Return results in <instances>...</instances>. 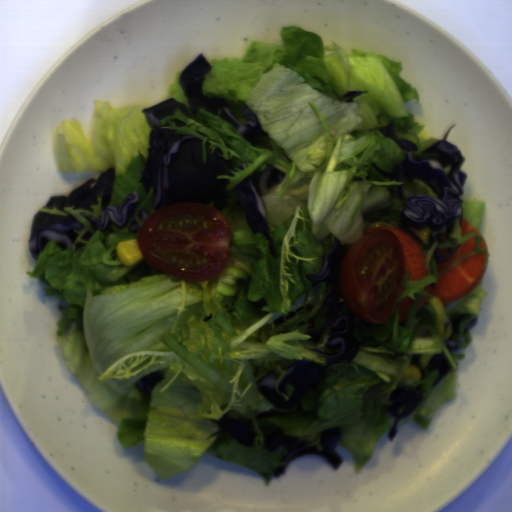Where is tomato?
<instances>
[{"label": "tomato", "instance_id": "obj_1", "mask_svg": "<svg viewBox=\"0 0 512 512\" xmlns=\"http://www.w3.org/2000/svg\"><path fill=\"white\" fill-rule=\"evenodd\" d=\"M232 239L231 224L222 213L190 203L156 210L134 240L151 267L175 279L202 281L224 271Z\"/></svg>", "mask_w": 512, "mask_h": 512}, {"label": "tomato", "instance_id": "obj_2", "mask_svg": "<svg viewBox=\"0 0 512 512\" xmlns=\"http://www.w3.org/2000/svg\"><path fill=\"white\" fill-rule=\"evenodd\" d=\"M404 269V248L398 235L384 229L371 232L355 240L345 254L338 292L360 320L384 323L397 304Z\"/></svg>", "mask_w": 512, "mask_h": 512}]
</instances>
